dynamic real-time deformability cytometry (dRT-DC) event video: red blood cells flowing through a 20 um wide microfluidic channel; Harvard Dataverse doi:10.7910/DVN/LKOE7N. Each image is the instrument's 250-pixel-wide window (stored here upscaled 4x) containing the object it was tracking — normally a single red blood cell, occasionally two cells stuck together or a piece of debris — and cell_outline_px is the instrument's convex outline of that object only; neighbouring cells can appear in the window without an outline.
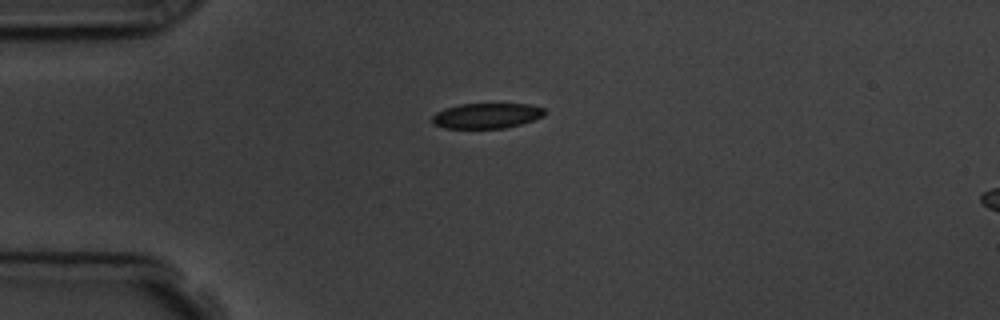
{"species": "common noctule bat (a hibernating species)", "species_latin": "Nyctalus noctula", "temperature_condition": "room temperature", "stored_images_in_passage": 5, "camera_frame_rate_fps": 3000, "um_per_image_px": 0.085, "animal": {"sex": "male", "body_mass_g": 19.5, "forearm_length_mm": 54.6}, "frame": {"image": 1, "passage_image": 1, "time_ms": 0.0, "image_size_px": [1000, 320], "cell_outline_px": [[544, 116], [520, 124], [504, 128], [444, 128], [432, 124], [432, 116], [436, 112], [444, 108], [460, 104], [528, 104], [544, 108]], "centroid_in_image_um": [41.32, 9.83], "position_along_channel_um": 43.7, "area_um2": 16.53}}